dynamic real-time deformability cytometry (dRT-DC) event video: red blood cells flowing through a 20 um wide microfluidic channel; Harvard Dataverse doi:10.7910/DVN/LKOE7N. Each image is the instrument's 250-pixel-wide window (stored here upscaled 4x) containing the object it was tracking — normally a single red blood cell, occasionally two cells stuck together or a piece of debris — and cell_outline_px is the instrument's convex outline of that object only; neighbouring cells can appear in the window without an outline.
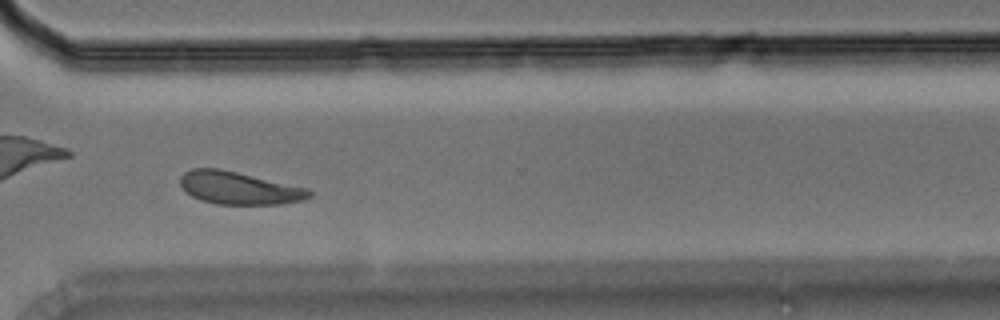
{"species": "Egyptian fruit bat (a non-hibernating species)", "species_latin": "Rousettus aegyptiacus", "temperature_condition": "room temperature", "stored_images_in_passage": 43, "camera_frame_rate_fps": 3000, "um_per_image_px": 0.085, "animal": {"sex": "male"}, "frame": {"image": 1, "passage_image": 31, "time_ms": 10.0, "image_size_px": [1000, 320], "cell_outline_px": [[312, 196], [304, 200], [284, 204], [216, 204], [200, 200], [192, 196], [180, 184], [180, 176], [184, 172], [192, 168], [220, 168], [312, 188]], "centroid_in_image_um": [20.39, 15.97], "position_along_channel_um": 350.2, "area_um2": 24.97}}
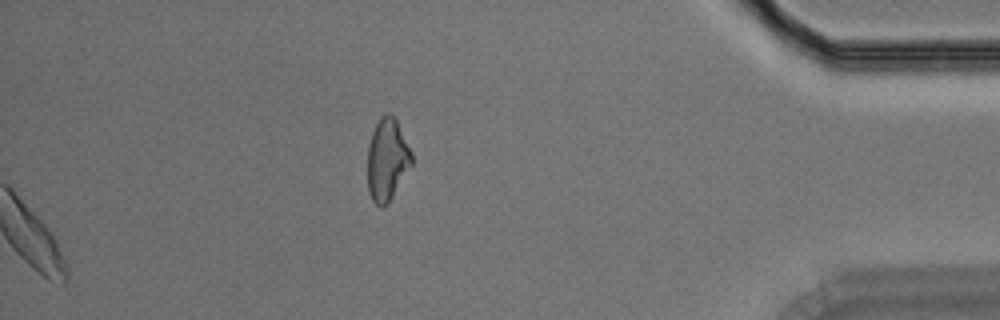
{"frame": {"image": 2, "passage_image": 43, "time_ms": 14.0, "image_size_px": [1000, 320], "cell_outline_px": [[412, 164], [388, 204], [380, 208], [372, 200], [368, 192], [368, 144], [372, 132], [380, 116], [388, 112], [396, 120], [412, 152]], "centroid_in_image_um": [32.9, 13.59], "position_along_channel_um": 402.3, "area_um2": 21.1}}